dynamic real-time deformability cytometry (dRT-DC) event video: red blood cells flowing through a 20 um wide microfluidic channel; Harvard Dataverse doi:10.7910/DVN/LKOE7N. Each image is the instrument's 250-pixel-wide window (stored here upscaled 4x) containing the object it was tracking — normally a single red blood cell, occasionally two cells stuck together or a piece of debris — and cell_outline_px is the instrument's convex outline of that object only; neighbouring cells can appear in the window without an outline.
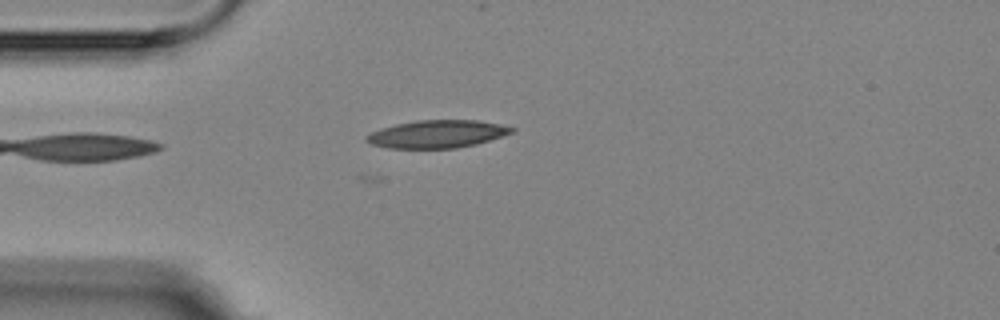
{"species": "Egyptian fruit bat (a non-hibernating species)", "species_latin": "Rousettus aegyptiacus", "temperature_condition": "room temperature", "stored_images_in_passage": 4, "camera_frame_rate_fps": 3000, "um_per_image_px": 0.085, "animal": {"sex": "female"}, "frame": {"image": 1, "passage_image": 4, "time_ms": 4.333, "image_size_px": [1000, 320], "cell_outline_px": [[516, 128], [512, 132], [476, 144], [456, 148], [388, 148], [372, 144], [364, 140], [364, 136], [380, 128], [396, 124], [416, 120], [476, 120], [500, 124]], "centroid_in_image_um": [37.11, 11.39], "position_along_channel_um": 47.9, "area_um2": 23.35}}